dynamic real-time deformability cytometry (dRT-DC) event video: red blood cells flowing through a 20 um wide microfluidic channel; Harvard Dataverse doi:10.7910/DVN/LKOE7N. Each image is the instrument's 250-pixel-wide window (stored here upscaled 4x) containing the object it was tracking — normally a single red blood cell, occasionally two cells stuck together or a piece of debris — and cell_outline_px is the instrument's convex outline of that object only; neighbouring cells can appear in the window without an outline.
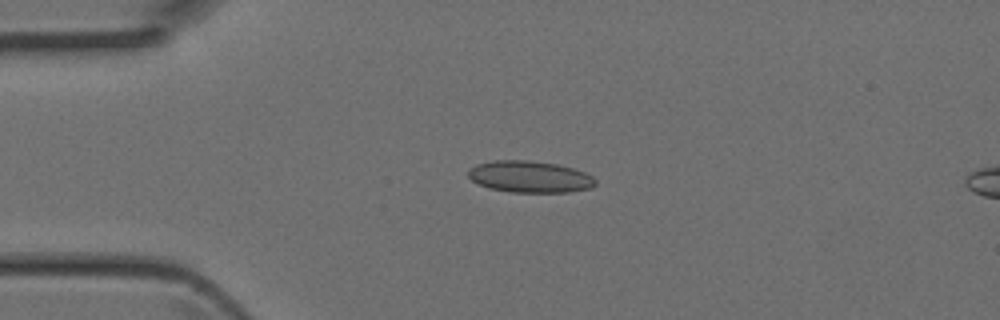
{"species": "Egyptian fruit bat (a non-hibernating species)", "species_latin": "Rousettus aegyptiacus", "temperature_condition": "room temperature", "stored_images_in_passage": 4, "camera_frame_rate_fps": 3000, "um_per_image_px": 0.085, "animal": {"sex": "female"}, "frame": {"image": 1, "passage_image": 3, "time_ms": 0.667, "image_size_px": [1000, 320], "cell_outline_px": [[596, 184], [592, 188], [568, 192], [512, 192], [488, 188], [476, 184], [468, 176], [468, 168], [476, 164], [496, 160], [528, 160], [556, 164], [572, 168], [584, 172], [592, 176], [596, 180]], "centroid_in_image_um": [45.01, 15.03], "position_along_channel_um": 40.0, "area_um2": 23.58}}